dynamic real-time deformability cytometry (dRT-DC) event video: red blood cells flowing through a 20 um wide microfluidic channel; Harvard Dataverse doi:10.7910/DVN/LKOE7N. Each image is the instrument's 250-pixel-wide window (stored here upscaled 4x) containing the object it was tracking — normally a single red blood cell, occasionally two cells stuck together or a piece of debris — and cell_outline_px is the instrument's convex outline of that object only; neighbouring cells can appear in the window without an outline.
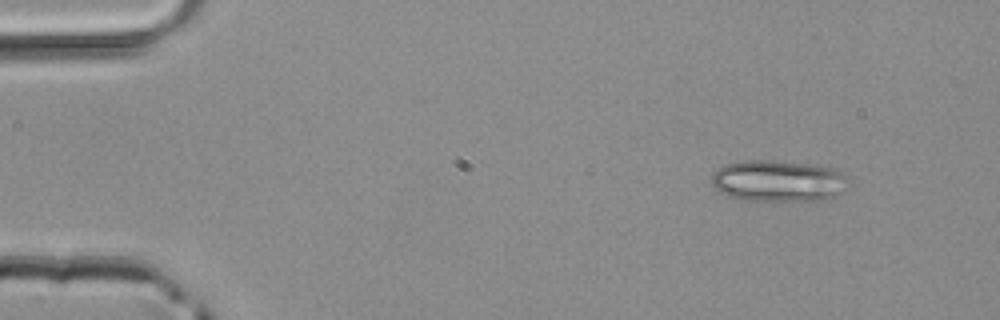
{"species": "common noctule bat (a hibernating species)", "species_latin": "Nyctalus noctula", "temperature_condition": "room temperature", "stored_images_in_passage": 4, "camera_frame_rate_fps": 3000, "um_per_image_px": 0.085, "animal": {"sex": "male", "body_mass_g": 20.4}, "frame": {"image": 1, "passage_image": 1, "time_ms": 0.0, "image_size_px": [1000, 320], "cell_outline_px": [[844, 192], [820, 200], [740, 200], [724, 196], [712, 188], [712, 172], [724, 164], [744, 160], [772, 160], [832, 168], [840, 172], [844, 176]], "centroid_in_image_um": [66.0, 15.39], "position_along_channel_um": 19.0, "area_um2": 32.83}}